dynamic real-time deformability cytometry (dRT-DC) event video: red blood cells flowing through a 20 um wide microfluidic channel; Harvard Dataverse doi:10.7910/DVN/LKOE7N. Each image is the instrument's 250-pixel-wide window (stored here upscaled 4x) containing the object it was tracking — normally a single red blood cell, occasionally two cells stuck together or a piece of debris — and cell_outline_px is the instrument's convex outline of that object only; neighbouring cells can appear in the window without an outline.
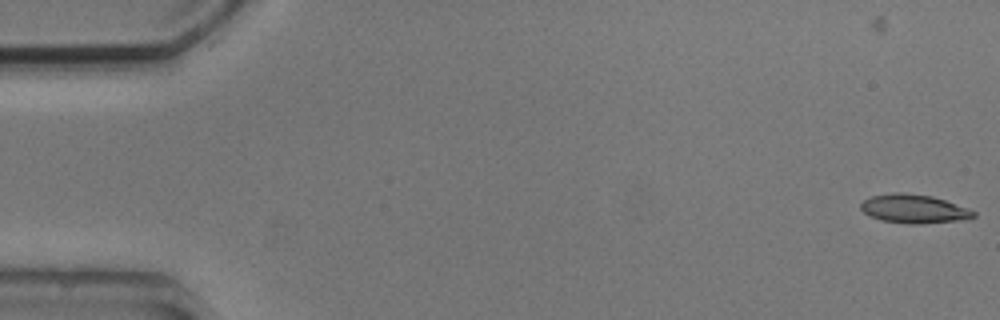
{"species": "common noctule bat (a hibernating species)", "species_latin": "Nyctalus noctula", "temperature_condition": "cold", "stored_images_in_passage": 5, "camera_frame_rate_fps": 3000, "um_per_image_px": 0.085, "animal": {"sex": "male", "body_mass_g": 20.5, "forearm_length_mm": 52.5}, "frame": {"image": 1, "passage_image": 1, "time_ms": 0.0, "image_size_px": [1000, 320], "cell_outline_px": [[976, 216], [968, 220], [920, 224], [908, 224], [880, 220], [864, 212], [860, 208], [860, 204], [864, 200], [872, 196], [892, 192], [900, 192], [932, 196], [968, 208], [976, 212]], "centroid_in_image_um": [77.72, 17.76], "position_along_channel_um": 7.3, "area_um2": 19.02}}
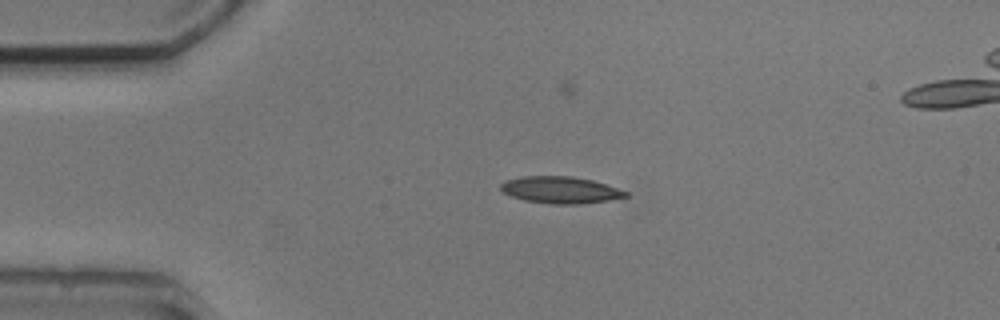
{"frame": {"image": 2, "passage_image": 4, "time_ms": 3.667, "image_size_px": [1000, 320], "cell_outline_px": [[628, 196], [608, 200], [580, 204], [552, 204], [524, 200], [512, 196], [504, 192], [500, 188], [500, 184], [504, 180], [524, 176], [572, 176], [592, 180], [628, 192]], "centroid_in_image_um": [47.6, 16.14], "position_along_channel_um": 37.4, "area_um2": 19.36}}